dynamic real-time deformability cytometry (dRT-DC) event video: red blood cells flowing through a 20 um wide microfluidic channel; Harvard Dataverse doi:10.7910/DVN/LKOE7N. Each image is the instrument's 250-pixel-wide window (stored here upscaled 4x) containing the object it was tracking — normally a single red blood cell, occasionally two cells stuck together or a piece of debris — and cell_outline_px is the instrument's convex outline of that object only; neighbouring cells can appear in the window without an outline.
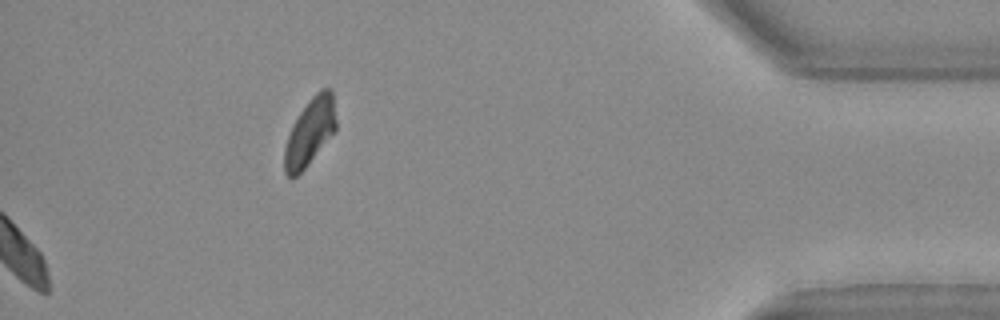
{"species": "Egyptian fruit bat (a non-hibernating species)", "species_latin": "Rousettus aegyptiacus", "temperature_condition": "warm", "stored_images_in_passage": 31, "camera_frame_rate_fps": 3000, "um_per_image_px": 0.085, "animal": {"sex": "female"}, "frame": {"image": 1, "passage_image": 31, "time_ms": 10.0, "image_size_px": [1000, 320], "cell_outline_px": [[336, 128], [304, 168], [296, 176], [288, 176], [284, 172], [284, 148], [288, 136], [300, 112], [312, 96], [320, 88], [332, 88], [336, 120]], "centroid_in_image_um": [26.34, 11.17], "position_along_channel_um": 408.9, "area_um2": 19.54}}